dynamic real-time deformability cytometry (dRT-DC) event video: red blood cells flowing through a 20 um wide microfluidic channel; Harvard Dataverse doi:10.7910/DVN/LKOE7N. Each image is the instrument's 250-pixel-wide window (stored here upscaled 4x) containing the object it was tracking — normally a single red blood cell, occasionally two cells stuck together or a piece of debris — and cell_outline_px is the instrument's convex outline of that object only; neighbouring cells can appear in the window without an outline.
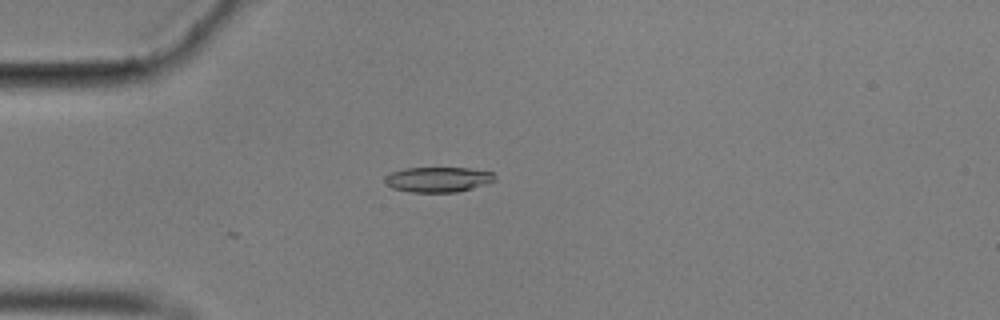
{"species": "common noctule bat (a hibernating species)", "species_latin": "Nyctalus noctula", "temperature_condition": "cold", "stored_images_in_passage": 15, "camera_frame_rate_fps": 3000, "um_per_image_px": 0.085, "animal": {"sex": "male", "body_mass_g": 17.9}, "frame": {"image": 1, "passage_image": 3, "time_ms": 0.667, "image_size_px": [1000, 320], "cell_outline_px": [[496, 180], [472, 188], [456, 192], [408, 192], [392, 188], [384, 184], [384, 176], [392, 172], [404, 168], [468, 168], [492, 172], [496, 176]], "centroid_in_image_um": [37.19, 15.26], "position_along_channel_um": 47.8, "area_um2": 16.18}}
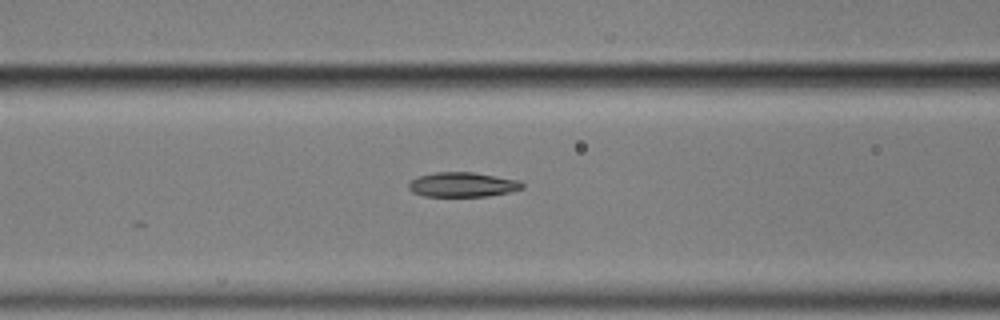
{"frame": {"image": 2, "passage_image": 11, "time_ms": 3.333, "image_size_px": [1000, 320], "cell_outline_px": [[524, 188], [508, 192], [488, 196], [424, 196], [412, 192], [408, 188], [408, 180], [420, 176], [436, 172], [472, 172], [520, 180], [524, 184]], "centroid_in_image_um": [39.3, 15.69], "position_along_channel_um": 127.3, "area_um2": 16.36}}
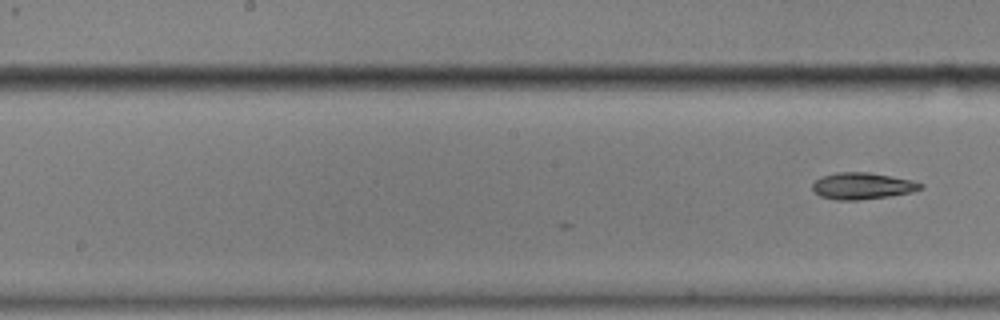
{"frame": {"image": 3, "passage_image": 15, "time_ms": 4.667, "image_size_px": [1000, 320], "cell_outline_px": [[924, 188], [912, 192], [888, 196], [860, 200], [836, 200], [820, 196], [812, 188], [812, 184], [820, 176], [836, 172], [868, 172], [912, 180], [924, 184]], "centroid_in_image_um": [73.3, 15.8], "position_along_channel_um": 174.9, "area_um2": 16.82}}